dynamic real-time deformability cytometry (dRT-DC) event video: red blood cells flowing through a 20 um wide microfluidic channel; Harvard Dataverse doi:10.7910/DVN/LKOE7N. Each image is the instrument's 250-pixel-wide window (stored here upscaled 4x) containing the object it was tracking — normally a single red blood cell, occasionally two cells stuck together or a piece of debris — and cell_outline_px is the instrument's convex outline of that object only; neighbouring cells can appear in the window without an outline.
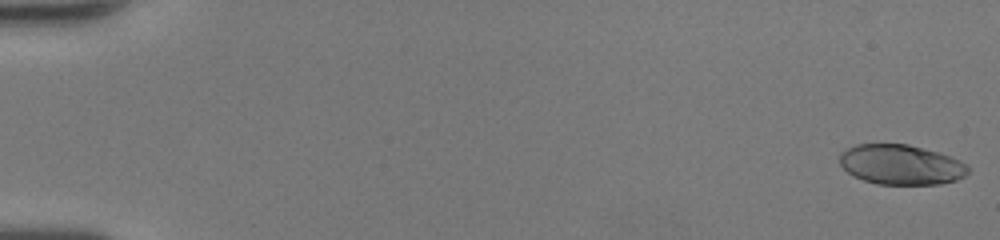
{"species": "human", "species_latin": "Homo sapiens", "temperature_condition": "room temperature", "stored_images_in_passage": 50, "camera_frame_rate_fps": 3000, "um_per_image_px": 0.085, "donor": {"sex": "female"}, "frame": {"image": 1, "passage_image": 1, "time_ms": 0.0, "image_size_px": [1000, 240], "cell_outline_px": [[968, 172], [964, 176], [956, 180], [940, 184], [876, 184], [852, 176], [840, 164], [840, 152], [856, 144], [908, 144], [940, 152], [952, 156], [968, 164]], "centroid_in_image_um": [76.6, 13.99], "position_along_channel_um": 8.4, "area_um2": 30.11}}
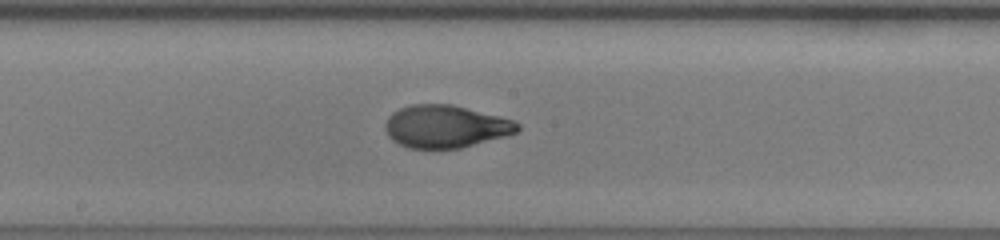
{"frame": {"image": 2, "passage_image": 28, "time_ms": 9.0, "image_size_px": [1000, 240], "cell_outline_px": [[520, 128], [516, 132], [504, 136], [460, 148], [408, 148], [392, 140], [388, 136], [384, 128], [384, 124], [388, 116], [392, 112], [400, 108], [412, 104], [452, 104], [512, 120], [520, 124]], "centroid_in_image_um": [37.82, 10.74], "position_along_channel_um": 210.4, "area_um2": 32.6}}
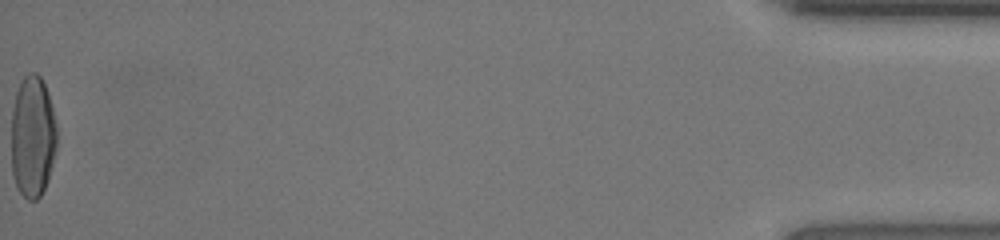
{"frame": {"image": 3, "passage_image": 50, "time_ms": 16.333, "image_size_px": [1000, 240], "cell_outline_px": [[56, 148], [48, 180], [40, 196], [36, 200], [28, 200], [20, 192], [16, 184], [12, 172], [12, 112], [16, 92], [20, 80], [28, 72], [36, 72], [40, 76], [48, 92], [56, 124]], "centroid_in_image_um": [2.77, 11.59], "position_along_channel_um": 432.4, "area_um2": 32.31}, "authors_computed_cell_mechanics": {"area_um2": 31.9923, "velocity_mm_per_s": 4.3216, "shape_relaxation_time_tau1_ms": 5.4194, "shape_relaxation_time_tau2_ms": 0.7816, "deformation_change_tau1": 0.2422, "deformation_change_tau2": 0.062}}